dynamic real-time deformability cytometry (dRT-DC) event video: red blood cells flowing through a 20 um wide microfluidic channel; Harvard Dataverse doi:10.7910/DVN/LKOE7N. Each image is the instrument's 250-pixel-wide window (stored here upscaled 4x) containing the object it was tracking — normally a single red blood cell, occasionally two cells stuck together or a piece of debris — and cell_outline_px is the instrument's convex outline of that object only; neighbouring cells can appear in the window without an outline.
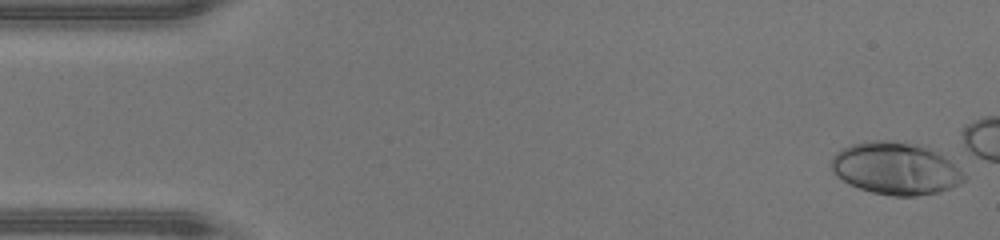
{"species": "human", "species_latin": "Homo sapiens", "temperature_condition": "warm", "stored_images_in_passage": 38, "camera_frame_rate_fps": 3000, "um_per_image_px": 0.085, "donor": {"sex": "male"}, "frame": {"image": 1, "passage_image": 1, "time_ms": 0.0, "image_size_px": [1000, 240], "cell_outline_px": [[964, 180], [948, 188], [936, 192], [916, 196], [896, 196], [872, 192], [848, 184], [832, 168], [832, 156], [836, 152], [852, 144], [872, 140], [884, 140], [924, 148], [948, 160], [964, 176]], "centroid_in_image_um": [76.05, 14.34], "position_along_channel_um": 9.0, "area_um2": 38.73}}
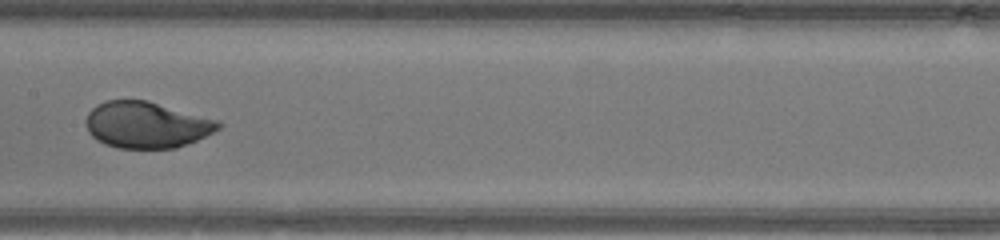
{"frame": {"image": 2, "passage_image": 23, "time_ms": 7.333, "image_size_px": [1000, 240], "cell_outline_px": [[224, 124], [220, 128], [196, 140], [176, 148], [120, 148], [104, 144], [92, 136], [88, 132], [84, 120], [88, 112], [96, 104], [104, 100], [148, 100], [220, 120]], "centroid_in_image_um": [12.44, 10.59], "position_along_channel_um": 195.0, "area_um2": 36.07}}
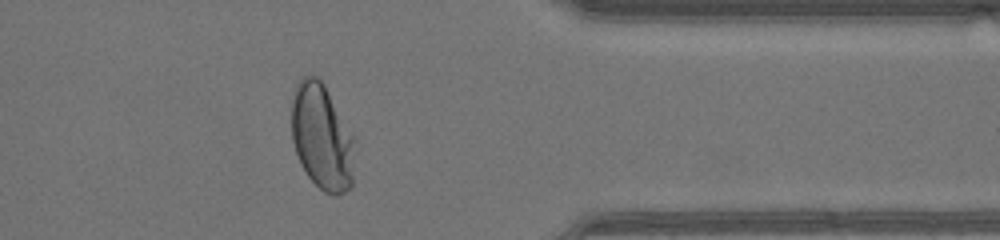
{"frame": {"image": 3, "passage_image": 37, "time_ms": 12.0, "image_size_px": [1000, 240], "cell_outline_px": [[352, 184], [344, 192], [336, 196], [332, 196], [324, 192], [308, 176], [300, 164], [292, 140], [292, 92], [296, 84], [304, 76], [316, 76], [324, 84], [352, 136]], "centroid_in_image_um": [27.31, 11.65], "position_along_channel_um": 384.1, "area_um2": 38.21}}